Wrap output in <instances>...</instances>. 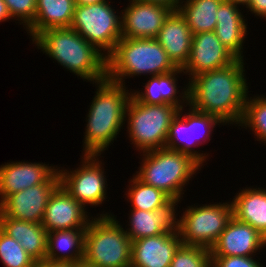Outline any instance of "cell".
I'll list each match as a JSON object with an SVG mask.
<instances>
[{
  "mask_svg": "<svg viewBox=\"0 0 266 267\" xmlns=\"http://www.w3.org/2000/svg\"><path fill=\"white\" fill-rule=\"evenodd\" d=\"M180 200L171 199L166 205L154 211L130 209L129 223L126 234L131 241L144 237L156 236L163 233L179 231L177 204ZM176 206V207H175Z\"/></svg>",
  "mask_w": 266,
  "mask_h": 267,
  "instance_id": "2e32d148",
  "label": "cell"
},
{
  "mask_svg": "<svg viewBox=\"0 0 266 267\" xmlns=\"http://www.w3.org/2000/svg\"><path fill=\"white\" fill-rule=\"evenodd\" d=\"M32 41L43 54L83 81L94 84L107 78V57L71 28L47 29Z\"/></svg>",
  "mask_w": 266,
  "mask_h": 267,
  "instance_id": "3957f363",
  "label": "cell"
},
{
  "mask_svg": "<svg viewBox=\"0 0 266 267\" xmlns=\"http://www.w3.org/2000/svg\"><path fill=\"white\" fill-rule=\"evenodd\" d=\"M238 126L250 129L257 141L266 143V96L255 95L250 97L247 95L242 119Z\"/></svg>",
  "mask_w": 266,
  "mask_h": 267,
  "instance_id": "f1b7e54d",
  "label": "cell"
},
{
  "mask_svg": "<svg viewBox=\"0 0 266 267\" xmlns=\"http://www.w3.org/2000/svg\"><path fill=\"white\" fill-rule=\"evenodd\" d=\"M170 267H211L210 250L181 244L174 253Z\"/></svg>",
  "mask_w": 266,
  "mask_h": 267,
  "instance_id": "1f68e13d",
  "label": "cell"
},
{
  "mask_svg": "<svg viewBox=\"0 0 266 267\" xmlns=\"http://www.w3.org/2000/svg\"><path fill=\"white\" fill-rule=\"evenodd\" d=\"M216 125L220 126L225 124L214 115L199 112L190 107L191 157L197 161L202 168L204 167L203 163H206V159L209 155L207 153H201L200 150L195 151V147L203 145L207 140H211L209 138H211L212 131Z\"/></svg>",
  "mask_w": 266,
  "mask_h": 267,
  "instance_id": "83f0119b",
  "label": "cell"
},
{
  "mask_svg": "<svg viewBox=\"0 0 266 267\" xmlns=\"http://www.w3.org/2000/svg\"><path fill=\"white\" fill-rule=\"evenodd\" d=\"M192 36L185 18L179 11H173L165 20L156 40L172 63L183 68L190 57Z\"/></svg>",
  "mask_w": 266,
  "mask_h": 267,
  "instance_id": "ffe728a7",
  "label": "cell"
},
{
  "mask_svg": "<svg viewBox=\"0 0 266 267\" xmlns=\"http://www.w3.org/2000/svg\"><path fill=\"white\" fill-rule=\"evenodd\" d=\"M0 261L4 267H37V262L12 237L0 229Z\"/></svg>",
  "mask_w": 266,
  "mask_h": 267,
  "instance_id": "4dcf8cb0",
  "label": "cell"
},
{
  "mask_svg": "<svg viewBox=\"0 0 266 267\" xmlns=\"http://www.w3.org/2000/svg\"><path fill=\"white\" fill-rule=\"evenodd\" d=\"M105 0H75V4H80V5H90L94 3H99Z\"/></svg>",
  "mask_w": 266,
  "mask_h": 267,
  "instance_id": "ab89813d",
  "label": "cell"
},
{
  "mask_svg": "<svg viewBox=\"0 0 266 267\" xmlns=\"http://www.w3.org/2000/svg\"><path fill=\"white\" fill-rule=\"evenodd\" d=\"M182 72H184L182 68L177 67L171 72L151 76L148 78V82L144 83V91H135L133 89V91H131L132 97L136 101L146 104H170L176 106L178 109L187 107L188 84L185 85L186 88L183 87L181 92L179 91V86L177 85V78L179 74L181 76ZM178 93L180 95H178Z\"/></svg>",
  "mask_w": 266,
  "mask_h": 267,
  "instance_id": "d6986e66",
  "label": "cell"
},
{
  "mask_svg": "<svg viewBox=\"0 0 266 267\" xmlns=\"http://www.w3.org/2000/svg\"><path fill=\"white\" fill-rule=\"evenodd\" d=\"M266 238L251 225L238 221L234 216L210 249L211 256H255L265 248ZM255 253V254H254Z\"/></svg>",
  "mask_w": 266,
  "mask_h": 267,
  "instance_id": "9a60e30c",
  "label": "cell"
},
{
  "mask_svg": "<svg viewBox=\"0 0 266 267\" xmlns=\"http://www.w3.org/2000/svg\"><path fill=\"white\" fill-rule=\"evenodd\" d=\"M247 9L253 14L254 16L264 18L266 20V0H251Z\"/></svg>",
  "mask_w": 266,
  "mask_h": 267,
  "instance_id": "e575fe53",
  "label": "cell"
},
{
  "mask_svg": "<svg viewBox=\"0 0 266 267\" xmlns=\"http://www.w3.org/2000/svg\"><path fill=\"white\" fill-rule=\"evenodd\" d=\"M85 231L86 229H67L47 232L45 259L72 264L83 262Z\"/></svg>",
  "mask_w": 266,
  "mask_h": 267,
  "instance_id": "cb8c5ba5",
  "label": "cell"
},
{
  "mask_svg": "<svg viewBox=\"0 0 266 267\" xmlns=\"http://www.w3.org/2000/svg\"><path fill=\"white\" fill-rule=\"evenodd\" d=\"M244 59L201 73L188 81V106L216 116L226 124H239L248 95Z\"/></svg>",
  "mask_w": 266,
  "mask_h": 267,
  "instance_id": "6da1fadb",
  "label": "cell"
},
{
  "mask_svg": "<svg viewBox=\"0 0 266 267\" xmlns=\"http://www.w3.org/2000/svg\"><path fill=\"white\" fill-rule=\"evenodd\" d=\"M236 60L214 31L202 32L193 34L190 57L182 70L191 80L201 73L224 68Z\"/></svg>",
  "mask_w": 266,
  "mask_h": 267,
  "instance_id": "4fadbf2b",
  "label": "cell"
},
{
  "mask_svg": "<svg viewBox=\"0 0 266 267\" xmlns=\"http://www.w3.org/2000/svg\"><path fill=\"white\" fill-rule=\"evenodd\" d=\"M0 229L15 239L37 263L45 260L47 231L41 223L0 218Z\"/></svg>",
  "mask_w": 266,
  "mask_h": 267,
  "instance_id": "7402d4cb",
  "label": "cell"
},
{
  "mask_svg": "<svg viewBox=\"0 0 266 267\" xmlns=\"http://www.w3.org/2000/svg\"><path fill=\"white\" fill-rule=\"evenodd\" d=\"M86 208L60 184L51 194L41 221L47 232L86 229L90 216Z\"/></svg>",
  "mask_w": 266,
  "mask_h": 267,
  "instance_id": "5bb4252c",
  "label": "cell"
},
{
  "mask_svg": "<svg viewBox=\"0 0 266 267\" xmlns=\"http://www.w3.org/2000/svg\"><path fill=\"white\" fill-rule=\"evenodd\" d=\"M224 0H182L178 11L192 34L211 32L217 24V11Z\"/></svg>",
  "mask_w": 266,
  "mask_h": 267,
  "instance_id": "484cf974",
  "label": "cell"
},
{
  "mask_svg": "<svg viewBox=\"0 0 266 267\" xmlns=\"http://www.w3.org/2000/svg\"><path fill=\"white\" fill-rule=\"evenodd\" d=\"M37 267H75V264L63 263V262H52V261H48L45 259L42 262L37 263Z\"/></svg>",
  "mask_w": 266,
  "mask_h": 267,
  "instance_id": "8d00e7d4",
  "label": "cell"
},
{
  "mask_svg": "<svg viewBox=\"0 0 266 267\" xmlns=\"http://www.w3.org/2000/svg\"><path fill=\"white\" fill-rule=\"evenodd\" d=\"M13 20L28 29L34 22L37 12V0H4ZM17 18V19H16Z\"/></svg>",
  "mask_w": 266,
  "mask_h": 267,
  "instance_id": "d6a6232c",
  "label": "cell"
},
{
  "mask_svg": "<svg viewBox=\"0 0 266 267\" xmlns=\"http://www.w3.org/2000/svg\"><path fill=\"white\" fill-rule=\"evenodd\" d=\"M176 68L156 38H121L107 57V78L123 85L127 77H151Z\"/></svg>",
  "mask_w": 266,
  "mask_h": 267,
  "instance_id": "277c9868",
  "label": "cell"
},
{
  "mask_svg": "<svg viewBox=\"0 0 266 267\" xmlns=\"http://www.w3.org/2000/svg\"><path fill=\"white\" fill-rule=\"evenodd\" d=\"M254 257L255 256H211V267H263Z\"/></svg>",
  "mask_w": 266,
  "mask_h": 267,
  "instance_id": "836d02e7",
  "label": "cell"
},
{
  "mask_svg": "<svg viewBox=\"0 0 266 267\" xmlns=\"http://www.w3.org/2000/svg\"><path fill=\"white\" fill-rule=\"evenodd\" d=\"M12 20L4 0H0V22Z\"/></svg>",
  "mask_w": 266,
  "mask_h": 267,
  "instance_id": "74e56055",
  "label": "cell"
},
{
  "mask_svg": "<svg viewBox=\"0 0 266 267\" xmlns=\"http://www.w3.org/2000/svg\"><path fill=\"white\" fill-rule=\"evenodd\" d=\"M181 244L178 232L133 240L130 267H170L174 253Z\"/></svg>",
  "mask_w": 266,
  "mask_h": 267,
  "instance_id": "ac0fdd59",
  "label": "cell"
},
{
  "mask_svg": "<svg viewBox=\"0 0 266 267\" xmlns=\"http://www.w3.org/2000/svg\"><path fill=\"white\" fill-rule=\"evenodd\" d=\"M172 12L163 5L129 0L127 7L121 10L122 38H156Z\"/></svg>",
  "mask_w": 266,
  "mask_h": 267,
  "instance_id": "7c38bea8",
  "label": "cell"
},
{
  "mask_svg": "<svg viewBox=\"0 0 266 267\" xmlns=\"http://www.w3.org/2000/svg\"><path fill=\"white\" fill-rule=\"evenodd\" d=\"M179 109L170 104H146L133 97L128 102L125 121L131 145L141 153L164 148L173 118Z\"/></svg>",
  "mask_w": 266,
  "mask_h": 267,
  "instance_id": "52a82bcc",
  "label": "cell"
},
{
  "mask_svg": "<svg viewBox=\"0 0 266 267\" xmlns=\"http://www.w3.org/2000/svg\"><path fill=\"white\" fill-rule=\"evenodd\" d=\"M189 112L182 116L184 108L179 109L169 127L165 148L180 151L191 157L190 106Z\"/></svg>",
  "mask_w": 266,
  "mask_h": 267,
  "instance_id": "f546056e",
  "label": "cell"
},
{
  "mask_svg": "<svg viewBox=\"0 0 266 267\" xmlns=\"http://www.w3.org/2000/svg\"><path fill=\"white\" fill-rule=\"evenodd\" d=\"M141 155L139 170L134 175L175 200L183 198L185 185L202 167L189 155L165 147Z\"/></svg>",
  "mask_w": 266,
  "mask_h": 267,
  "instance_id": "5b68a950",
  "label": "cell"
},
{
  "mask_svg": "<svg viewBox=\"0 0 266 267\" xmlns=\"http://www.w3.org/2000/svg\"><path fill=\"white\" fill-rule=\"evenodd\" d=\"M75 5V0H37L35 20L26 30L31 40L47 29L70 28Z\"/></svg>",
  "mask_w": 266,
  "mask_h": 267,
  "instance_id": "d4e9b609",
  "label": "cell"
},
{
  "mask_svg": "<svg viewBox=\"0 0 266 267\" xmlns=\"http://www.w3.org/2000/svg\"><path fill=\"white\" fill-rule=\"evenodd\" d=\"M75 267H93V266H90L86 264L85 262H80V263H76Z\"/></svg>",
  "mask_w": 266,
  "mask_h": 267,
  "instance_id": "60d3db41",
  "label": "cell"
},
{
  "mask_svg": "<svg viewBox=\"0 0 266 267\" xmlns=\"http://www.w3.org/2000/svg\"><path fill=\"white\" fill-rule=\"evenodd\" d=\"M99 215L91 216L86 228L83 262L93 267H130L131 239L115 215Z\"/></svg>",
  "mask_w": 266,
  "mask_h": 267,
  "instance_id": "8992f818",
  "label": "cell"
},
{
  "mask_svg": "<svg viewBox=\"0 0 266 267\" xmlns=\"http://www.w3.org/2000/svg\"><path fill=\"white\" fill-rule=\"evenodd\" d=\"M139 1L163 5L165 7L172 9L173 11H178L182 0H139Z\"/></svg>",
  "mask_w": 266,
  "mask_h": 267,
  "instance_id": "d590c367",
  "label": "cell"
},
{
  "mask_svg": "<svg viewBox=\"0 0 266 267\" xmlns=\"http://www.w3.org/2000/svg\"><path fill=\"white\" fill-rule=\"evenodd\" d=\"M239 6L223 1L217 11L216 37L237 58L244 59L243 44L247 38V23Z\"/></svg>",
  "mask_w": 266,
  "mask_h": 267,
  "instance_id": "44dd1931",
  "label": "cell"
},
{
  "mask_svg": "<svg viewBox=\"0 0 266 267\" xmlns=\"http://www.w3.org/2000/svg\"><path fill=\"white\" fill-rule=\"evenodd\" d=\"M225 1L230 2L234 5L239 6V7H240V5H242V6L246 5L245 8H247L251 2V0H225Z\"/></svg>",
  "mask_w": 266,
  "mask_h": 267,
  "instance_id": "f35d334b",
  "label": "cell"
},
{
  "mask_svg": "<svg viewBox=\"0 0 266 267\" xmlns=\"http://www.w3.org/2000/svg\"><path fill=\"white\" fill-rule=\"evenodd\" d=\"M59 185L57 170L45 183L9 195L0 204V218L41 223L49 198Z\"/></svg>",
  "mask_w": 266,
  "mask_h": 267,
  "instance_id": "8fae6325",
  "label": "cell"
},
{
  "mask_svg": "<svg viewBox=\"0 0 266 267\" xmlns=\"http://www.w3.org/2000/svg\"><path fill=\"white\" fill-rule=\"evenodd\" d=\"M198 206H187L179 215L178 234L182 244L210 250L233 217V206L228 201Z\"/></svg>",
  "mask_w": 266,
  "mask_h": 267,
  "instance_id": "9c48e42d",
  "label": "cell"
},
{
  "mask_svg": "<svg viewBox=\"0 0 266 267\" xmlns=\"http://www.w3.org/2000/svg\"><path fill=\"white\" fill-rule=\"evenodd\" d=\"M81 165L75 170L58 168L60 184L65 190L85 208L101 205L107 199V179L104 163L99 161V155L81 156Z\"/></svg>",
  "mask_w": 266,
  "mask_h": 267,
  "instance_id": "30bf717a",
  "label": "cell"
},
{
  "mask_svg": "<svg viewBox=\"0 0 266 267\" xmlns=\"http://www.w3.org/2000/svg\"><path fill=\"white\" fill-rule=\"evenodd\" d=\"M95 86L96 94L86 115L82 150L84 155L100 156L114 143V139L116 140V136L126 124V109L132 93L125 85L108 78L96 82Z\"/></svg>",
  "mask_w": 266,
  "mask_h": 267,
  "instance_id": "7a4b0ae2",
  "label": "cell"
},
{
  "mask_svg": "<svg viewBox=\"0 0 266 267\" xmlns=\"http://www.w3.org/2000/svg\"><path fill=\"white\" fill-rule=\"evenodd\" d=\"M58 166L45 163L14 162L0 165V204L11 194L45 183Z\"/></svg>",
  "mask_w": 266,
  "mask_h": 267,
  "instance_id": "e0dca14e",
  "label": "cell"
},
{
  "mask_svg": "<svg viewBox=\"0 0 266 267\" xmlns=\"http://www.w3.org/2000/svg\"><path fill=\"white\" fill-rule=\"evenodd\" d=\"M107 0L76 4L71 29L108 57L122 38V19Z\"/></svg>",
  "mask_w": 266,
  "mask_h": 267,
  "instance_id": "ba28073f",
  "label": "cell"
},
{
  "mask_svg": "<svg viewBox=\"0 0 266 267\" xmlns=\"http://www.w3.org/2000/svg\"><path fill=\"white\" fill-rule=\"evenodd\" d=\"M129 181V188L125 194L130 201L131 209H139L145 211H154L166 205L171 198L162 190L151 185L145 184L135 175Z\"/></svg>",
  "mask_w": 266,
  "mask_h": 267,
  "instance_id": "4316f807",
  "label": "cell"
},
{
  "mask_svg": "<svg viewBox=\"0 0 266 267\" xmlns=\"http://www.w3.org/2000/svg\"><path fill=\"white\" fill-rule=\"evenodd\" d=\"M231 201L233 216L266 238V189L245 187Z\"/></svg>",
  "mask_w": 266,
  "mask_h": 267,
  "instance_id": "603a6c76",
  "label": "cell"
}]
</instances>
